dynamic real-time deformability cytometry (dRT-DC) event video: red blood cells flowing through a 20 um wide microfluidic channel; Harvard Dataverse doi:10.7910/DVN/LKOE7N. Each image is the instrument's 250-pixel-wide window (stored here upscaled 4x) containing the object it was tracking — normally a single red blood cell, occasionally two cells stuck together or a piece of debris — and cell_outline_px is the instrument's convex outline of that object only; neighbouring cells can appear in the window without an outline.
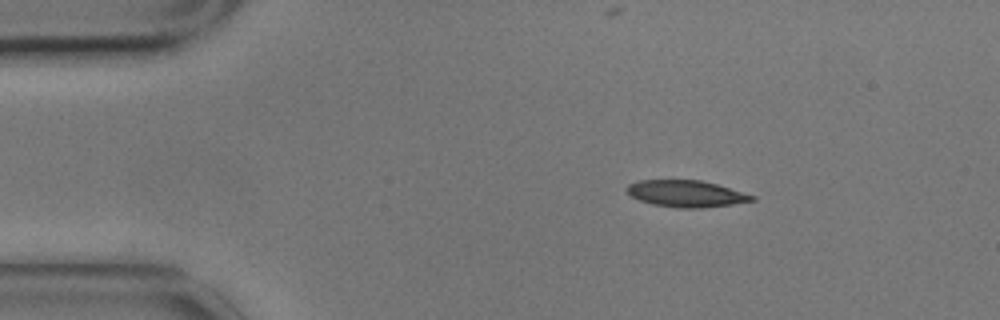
{"species": "common noctule bat (a hibernating species)", "species_latin": "Nyctalus noctula", "temperature_condition": "cold", "stored_images_in_passage": 3, "camera_frame_rate_fps": 3000, "um_per_image_px": 0.085, "animal": {"sex": "male", "body_mass_g": 17.9}, "frame": {"image": 1, "passage_image": 2, "time_ms": 0.333, "image_size_px": [1000, 320], "cell_outline_px": [[756, 200], [732, 204], [700, 208], [676, 208], [652, 204], [640, 200], [632, 196], [624, 188], [628, 184], [640, 180], [700, 180], [716, 184], [756, 196]], "centroid_in_image_um": [58.31, 16.46], "position_along_channel_um": 26.7, "area_um2": 19.36}}